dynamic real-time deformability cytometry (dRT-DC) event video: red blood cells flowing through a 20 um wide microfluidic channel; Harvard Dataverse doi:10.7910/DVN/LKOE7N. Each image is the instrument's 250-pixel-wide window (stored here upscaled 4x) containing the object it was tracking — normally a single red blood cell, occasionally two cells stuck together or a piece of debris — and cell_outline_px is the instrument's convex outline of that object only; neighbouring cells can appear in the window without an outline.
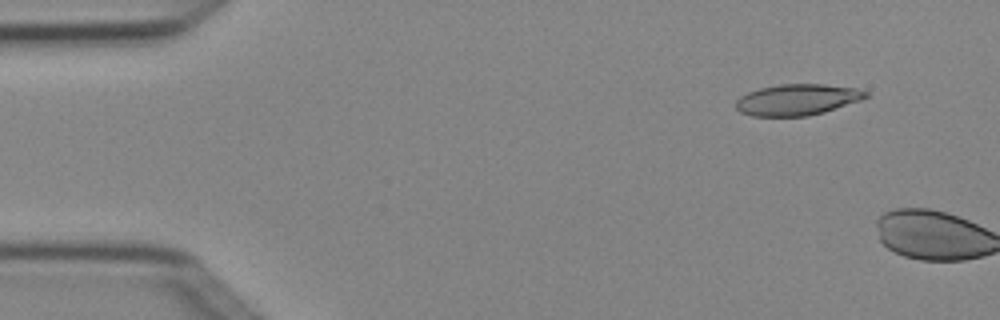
{"species": "Egyptian fruit bat (a non-hibernating species)", "species_latin": "Rousettus aegyptiacus", "temperature_condition": "cold", "stored_images_in_passage": 3, "camera_frame_rate_fps": 3000, "um_per_image_px": 0.085, "animal": {"sex": "female"}, "frame": {"image": 1, "passage_image": 2, "time_ms": 0.333, "image_size_px": [1000, 320], "cell_outline_px": [[868, 96], [860, 100], [824, 112], [808, 116], [752, 116], [740, 112], [736, 108], [736, 100], [740, 96], [748, 92], [760, 88], [780, 84], [824, 84], [856, 88], [868, 92]], "centroid_in_image_um": [67.75, 8.47], "position_along_channel_um": 17.3, "area_um2": 23.52}}